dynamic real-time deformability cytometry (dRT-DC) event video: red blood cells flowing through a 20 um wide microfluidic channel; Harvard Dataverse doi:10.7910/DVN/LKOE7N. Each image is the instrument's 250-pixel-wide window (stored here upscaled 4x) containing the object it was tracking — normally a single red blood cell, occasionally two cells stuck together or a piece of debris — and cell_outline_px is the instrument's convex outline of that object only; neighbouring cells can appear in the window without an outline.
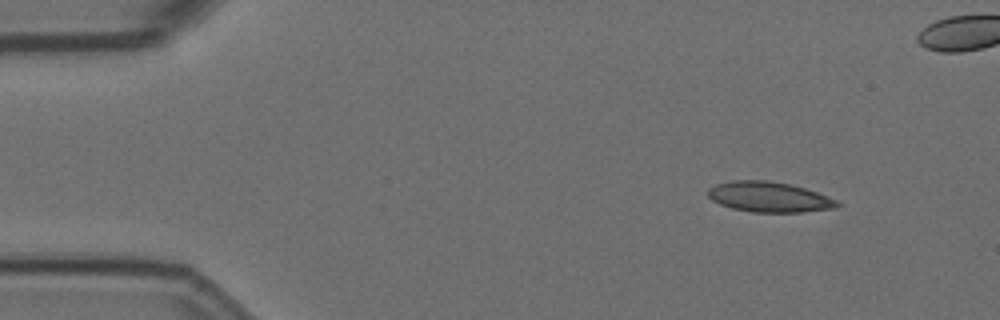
{"species": "Egyptian fruit bat (a non-hibernating species)", "species_latin": "Rousettus aegyptiacus", "temperature_condition": "room temperature", "stored_images_in_passage": 3, "camera_frame_rate_fps": 3000, "um_per_image_px": 0.085, "animal": {"sex": "female"}, "frame": {"image": 1, "passage_image": 1, "time_ms": 0.0, "image_size_px": [1000, 320], "cell_outline_px": [[844, 204], [836, 208], [800, 212], [752, 212], [732, 208], [720, 204], [712, 200], [708, 196], [708, 188], [716, 184], [732, 180], [768, 180], [792, 184], [840, 200]], "centroid_in_image_um": [65.42, 16.74], "position_along_channel_um": 19.6, "area_um2": 23.06}}